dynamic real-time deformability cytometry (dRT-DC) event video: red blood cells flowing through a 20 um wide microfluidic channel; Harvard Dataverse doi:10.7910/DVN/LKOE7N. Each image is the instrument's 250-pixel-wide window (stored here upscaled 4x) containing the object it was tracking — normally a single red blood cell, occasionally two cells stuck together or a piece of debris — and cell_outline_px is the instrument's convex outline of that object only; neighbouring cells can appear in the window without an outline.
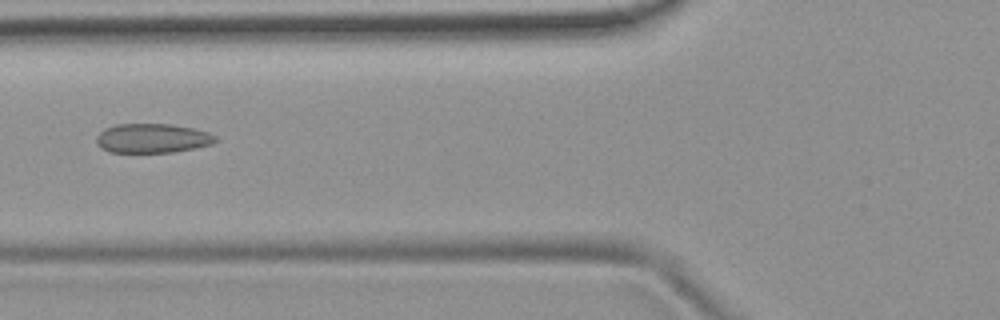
{"species": "common noctule bat (a hibernating species)", "species_latin": "Nyctalus noctula", "temperature_condition": "room temperature", "stored_images_in_passage": 5, "camera_frame_rate_fps": 3000, "um_per_image_px": 0.085, "animal": {"sex": "female", "body_mass_g": 19.9}, "frame": {"image": 1, "passage_image": 4, "time_ms": 3.667, "image_size_px": [1000, 320], "cell_outline_px": [[220, 140], [212, 144], [196, 148], [172, 152], [108, 152], [100, 148], [96, 140], [96, 136], [104, 128], [116, 124], [172, 124], [192, 128], [208, 132], [216, 136]], "centroid_in_image_um": [12.96, 11.75], "position_along_channel_um": 112.8, "area_um2": 20.52}}
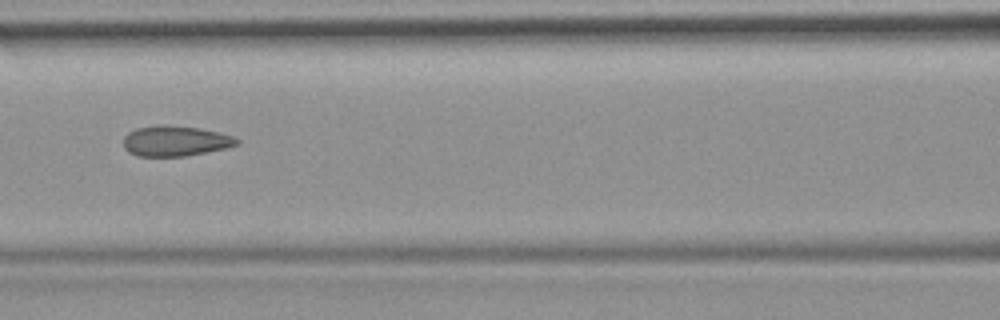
{"frame": {"image": 2, "passage_image": 5, "time_ms": 4.667, "image_size_px": [1000, 320], "cell_outline_px": [[240, 144], [228, 148], [208, 152], [184, 156], [136, 156], [128, 152], [124, 148], [124, 136], [128, 132], [136, 128], [156, 124], [164, 124], [200, 128], [220, 132], [232, 136], [240, 140]], "centroid_in_image_um": [14.91, 11.97], "position_along_channel_um": 151.7, "area_um2": 20.46}}